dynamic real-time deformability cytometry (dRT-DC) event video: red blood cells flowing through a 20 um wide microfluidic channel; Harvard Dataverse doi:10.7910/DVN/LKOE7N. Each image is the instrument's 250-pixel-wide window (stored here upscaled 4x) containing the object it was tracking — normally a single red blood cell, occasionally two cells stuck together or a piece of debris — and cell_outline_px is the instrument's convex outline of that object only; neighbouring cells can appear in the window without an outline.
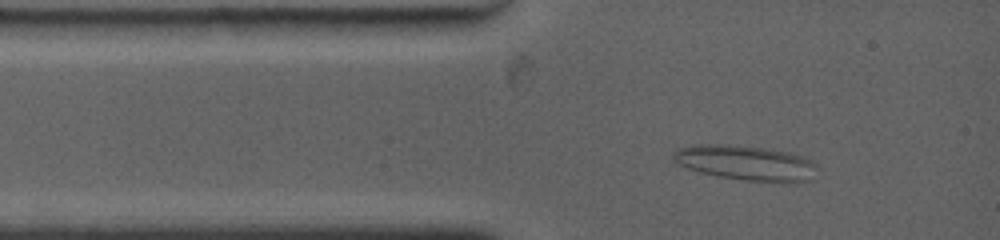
{"species": "common noctule bat (a hibernating species)", "species_latin": "Nyctalus noctula", "temperature_condition": "warm", "stored_images_in_passage": 29, "camera_frame_rate_fps": 4500, "um_per_image_px": 0.085, "animal": {"sex": "female", "body_mass_g": 19.0, "forearm_length_mm": 53.3}, "frame": {"image": 1, "passage_image": 3, "time_ms": 1.111, "image_size_px": [1000, 240], "cell_outline_px": [[816, 180], [784, 184], [744, 180], [716, 176], [700, 172], [676, 164], [672, 160], [672, 152], [680, 148], [692, 144], [728, 144], [764, 148], [788, 152], [800, 156], [816, 164]], "centroid_in_image_um": [63.41, 13.87], "position_along_channel_um": 21.6, "area_um2": 30.0}}
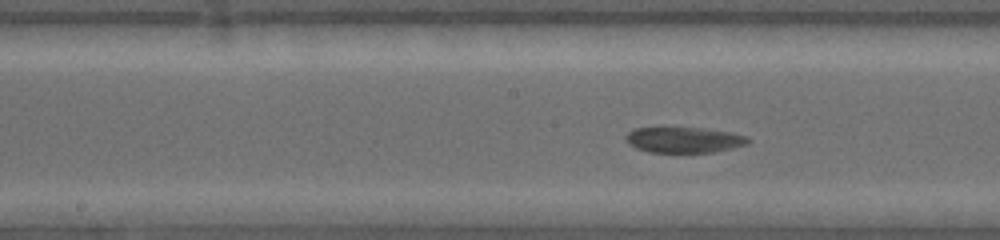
{"frame": {"image": 2, "passage_image": 15, "time_ms": 6.222, "image_size_px": [1000, 240], "cell_outline_px": [[752, 140], [748, 144], [732, 148], [712, 152], [648, 152], [636, 148], [628, 144], [624, 136], [628, 132], [636, 128], [700, 128], [728, 132], [748, 136]], "centroid_in_image_um": [58.14, 11.89], "position_along_channel_um": 190.1, "area_um2": 18.21}}
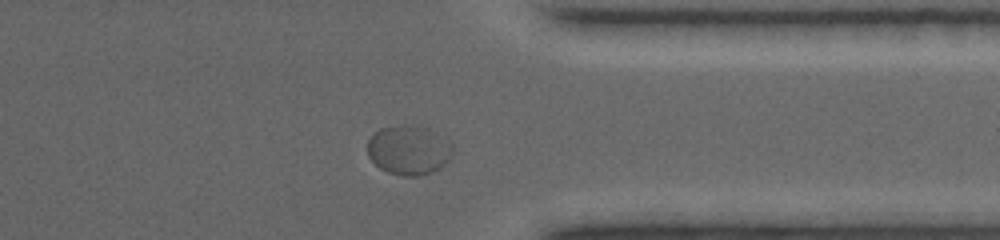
{"frame": {"image": 3, "passage_image": 26, "time_ms": 11.556, "image_size_px": [1000, 240], "cell_outline_px": [[452, 156], [440, 168], [432, 172], [420, 176], [404, 176], [388, 172], [380, 168], [368, 156], [368, 140], [372, 132], [380, 128], [404, 124], [408, 124], [424, 128], [448, 140], [452, 144]], "centroid_in_image_um": [34.72, 12.76], "position_along_channel_um": 376.7, "area_um2": 24.51}}